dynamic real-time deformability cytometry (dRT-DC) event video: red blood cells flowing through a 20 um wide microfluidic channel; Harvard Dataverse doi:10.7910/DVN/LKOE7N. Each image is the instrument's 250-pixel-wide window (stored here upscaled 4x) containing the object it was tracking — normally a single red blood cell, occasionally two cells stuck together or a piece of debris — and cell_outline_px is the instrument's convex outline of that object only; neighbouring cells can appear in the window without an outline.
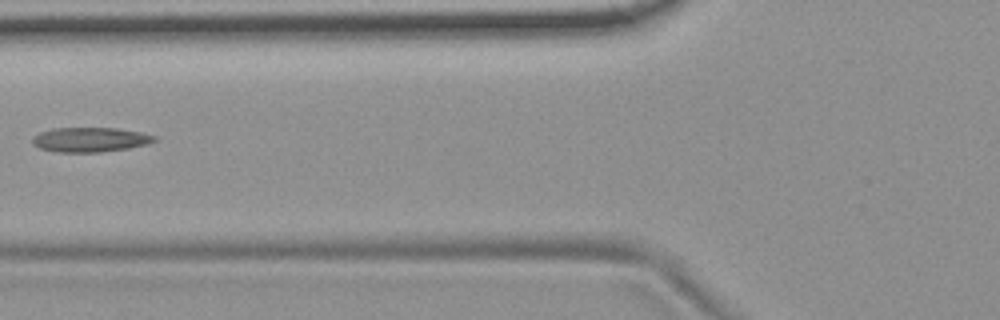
{"species": "common noctule bat (a hibernating species)", "species_latin": "Nyctalus noctula", "temperature_condition": "room temperature", "stored_images_in_passage": 2, "camera_frame_rate_fps": 3000, "um_per_image_px": 0.085, "animal": {"sex": "female", "body_mass_g": 19.9}, "frame": {"image": 1, "passage_image": 2, "time_ms": 1.333, "image_size_px": [1000, 320], "cell_outline_px": [[156, 140], [148, 144], [128, 148], [100, 152], [60, 152], [40, 148], [32, 144], [32, 136], [40, 132], [52, 128], [116, 128], [140, 132], [156, 136]], "centroid_in_image_um": [7.64, 11.86], "position_along_channel_um": 118.2, "area_um2": 17.46}}